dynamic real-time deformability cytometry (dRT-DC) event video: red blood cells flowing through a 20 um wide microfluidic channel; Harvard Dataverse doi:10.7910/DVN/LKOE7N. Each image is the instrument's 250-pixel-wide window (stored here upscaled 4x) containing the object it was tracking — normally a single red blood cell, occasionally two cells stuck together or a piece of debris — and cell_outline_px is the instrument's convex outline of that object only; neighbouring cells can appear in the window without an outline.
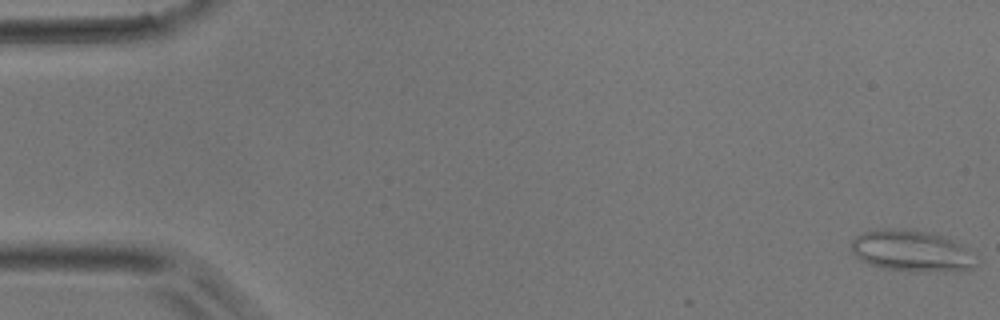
{"species": "common noctule bat (a hibernating species)", "species_latin": "Nyctalus noctula", "temperature_condition": "room temperature", "stored_images_in_passage": 5, "camera_frame_rate_fps": 3000, "um_per_image_px": 0.085, "animal": {"sex": "male", "body_mass_g": 17.9}, "frame": {"image": 1, "passage_image": 1, "time_ms": 0.0, "image_size_px": [1000, 320], "cell_outline_px": [[976, 264], [972, 268], [960, 272], [908, 272], [880, 268], [868, 264], [860, 260], [852, 252], [852, 240], [856, 236], [864, 232], [884, 228], [904, 228], [928, 232], [952, 240], [964, 248]], "centroid_in_image_um": [77.42, 21.36], "position_along_channel_um": 7.6, "area_um2": 30.17}}